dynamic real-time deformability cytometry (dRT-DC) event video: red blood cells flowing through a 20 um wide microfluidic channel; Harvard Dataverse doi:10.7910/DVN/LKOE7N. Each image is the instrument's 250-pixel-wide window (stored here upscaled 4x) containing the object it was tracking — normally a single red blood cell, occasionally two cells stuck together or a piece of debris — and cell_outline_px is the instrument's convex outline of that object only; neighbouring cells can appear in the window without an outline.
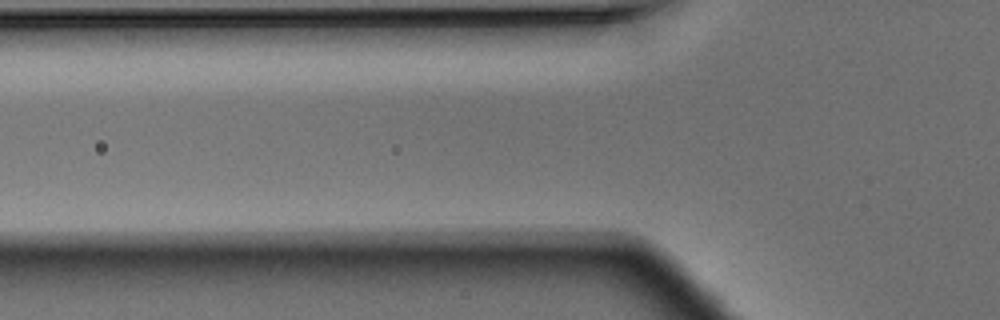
{"species": "Egyptian fruit bat (a non-hibernating species)", "species_latin": "Rousettus aegyptiacus", "temperature_condition": "warm", "stored_images_in_passage": 3, "segment_of_instrument_passage": [1, 2], "camera_frame_rate_fps": 3000, "um_per_image_px": 0.085, "animal": {"sex": "male"}, "frame": {"image": 1, "passage_image": 2, "time_ms": 0.333, "image_size_px": [1000, 320], "cell_outline_px": [[444, 172], [440, 180], [432, 184], [284, 188], [264, 188], [256, 180], [268, 172], [288, 164], [400, 164], [440, 168]], "centroid_in_image_um": [29.64, 14.93], "position_along_channel_um": 96.2, "area_um2": 27.17}}